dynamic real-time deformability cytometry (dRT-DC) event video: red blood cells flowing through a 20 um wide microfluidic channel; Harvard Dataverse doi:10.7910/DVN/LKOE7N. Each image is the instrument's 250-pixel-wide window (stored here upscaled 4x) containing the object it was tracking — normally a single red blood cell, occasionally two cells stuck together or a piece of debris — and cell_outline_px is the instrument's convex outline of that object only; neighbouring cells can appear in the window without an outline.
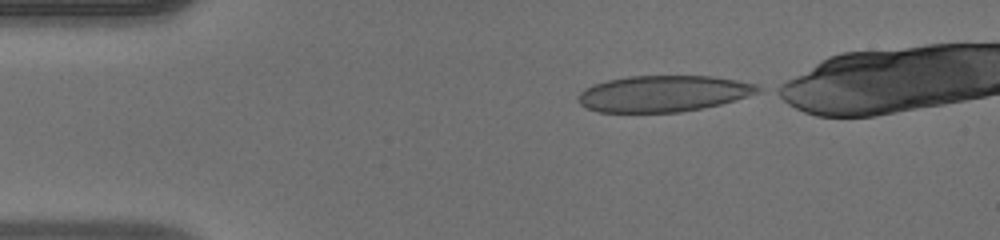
{"species": "human", "species_latin": "Homo sapiens", "temperature_condition": "warm", "stored_images_in_passage": 35, "camera_frame_rate_fps": 3000, "um_per_image_px": 0.085, "donor": {"sex": "male"}, "frame": {"image": 1, "passage_image": 1, "time_ms": 0.0, "image_size_px": [1000, 240], "cell_outline_px": [[764, 88], [760, 92], [748, 96], [720, 104], [680, 112], [600, 112], [588, 108], [580, 104], [580, 92], [584, 88], [592, 84], [608, 80], [628, 76], [712, 76], [736, 80], [756, 84]], "centroid_in_image_um": [56.4, 7.95], "position_along_channel_um": 28.6, "area_um2": 37.8}}
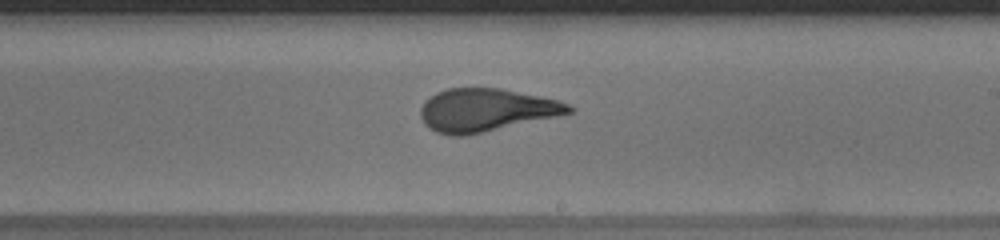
{"frame": {"image": 2, "passage_image": 20, "time_ms": 6.333, "image_size_px": [1000, 240], "cell_outline_px": [[576, 108], [572, 112], [556, 116], [464, 136], [452, 136], [436, 132], [428, 128], [424, 124], [420, 116], [420, 108], [424, 100], [436, 92], [448, 88], [500, 88], [560, 100]], "centroid_in_image_um": [41.27, 9.35], "position_along_channel_um": 247.7, "area_um2": 37.05}}
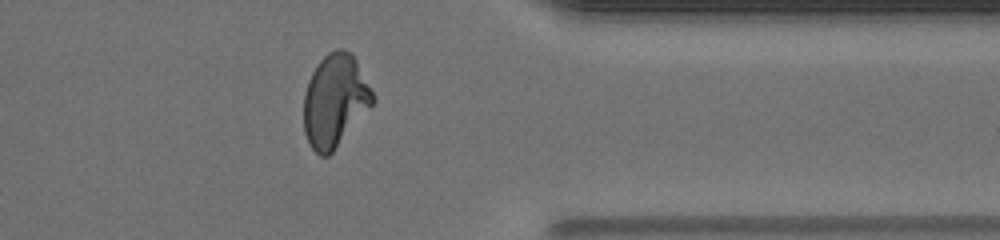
{"frame": {"image": 3, "passage_image": 30, "time_ms": 9.667, "image_size_px": [1000, 240], "cell_outline_px": [[376, 100], [332, 152], [328, 156], [320, 156], [308, 144], [304, 132], [304, 92], [308, 80], [316, 64], [328, 52], [336, 48], [344, 48], [352, 52]], "centroid_in_image_um": [28.44, 8.53], "position_along_channel_um": 383.0, "area_um2": 37.11}}